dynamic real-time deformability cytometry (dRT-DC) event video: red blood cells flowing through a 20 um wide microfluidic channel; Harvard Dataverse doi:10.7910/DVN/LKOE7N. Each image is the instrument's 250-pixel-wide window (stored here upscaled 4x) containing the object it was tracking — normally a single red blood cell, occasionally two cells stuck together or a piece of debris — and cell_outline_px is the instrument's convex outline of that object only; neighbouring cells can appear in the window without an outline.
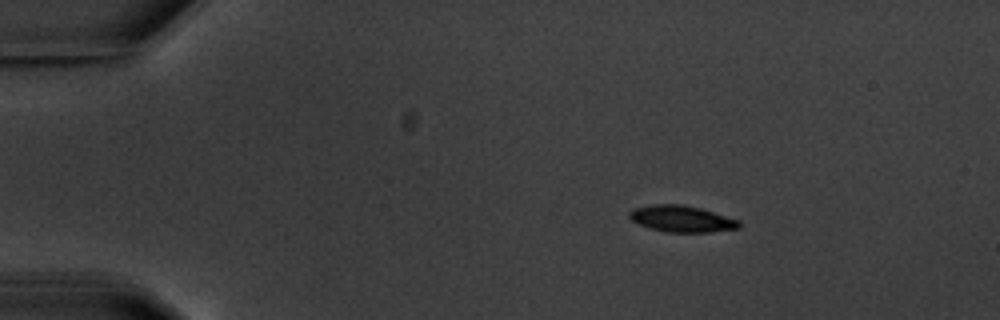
{"species": "common noctule bat (a hibernating species)", "species_latin": "Nyctalus noctula", "temperature_condition": "warm", "stored_images_in_passage": 13, "camera_frame_rate_fps": 3000, "um_per_image_px": 0.085, "animal": {"sex": "male", "body_mass_g": 20.1, "forearm_length_mm": 53.5}, "frame": {"image": 1, "passage_image": 1, "time_ms": 0.0, "image_size_px": [1000, 320], "cell_outline_px": [[740, 228], [708, 232], [668, 232], [652, 228], [640, 224], [632, 220], [628, 216], [628, 212], [632, 208], [652, 204], [684, 204], [700, 208], [740, 220]], "centroid_in_image_um": [57.94, 18.58], "position_along_channel_um": 27.1, "area_um2": 16.88}}
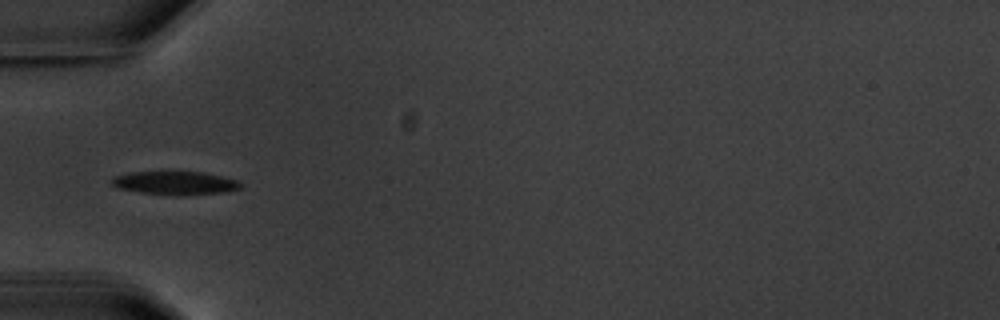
{"frame": {"image": 2, "passage_image": 3, "time_ms": 3.333, "image_size_px": [1000, 320], "cell_outline_px": [[244, 184], [240, 188], [224, 192], [140, 192], [120, 188], [112, 184], [112, 176], [132, 172], [204, 172], [236, 180]], "centroid_in_image_um": [14.87, 15.49], "position_along_channel_um": 70.1, "area_um2": 16.24}}
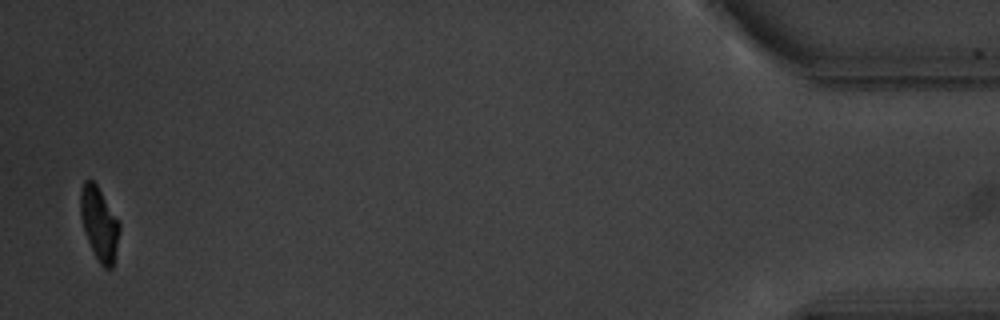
{"frame": {"image": 3, "passage_image": 13, "time_ms": 16.0, "image_size_px": [1000, 320], "cell_outline_px": [[120, 228], [112, 268], [104, 268], [100, 264], [84, 232], [80, 216], [80, 192], [84, 180], [92, 180], [96, 184], [120, 224]], "centroid_in_image_um": [8.41, 19.0], "position_along_channel_um": 426.8, "area_um2": 16.24}, "authors_computed_cell_mechanics": {"area_um2": 17.6868, "velocity_mm_per_s": 3.4661, "shape_relaxation_time_tau1_ms": 1.6778, "shape_relaxation_time_tau2_ms": null, "deformation_change_tau1": 0.1177, "deformation_change_tau2": null}}